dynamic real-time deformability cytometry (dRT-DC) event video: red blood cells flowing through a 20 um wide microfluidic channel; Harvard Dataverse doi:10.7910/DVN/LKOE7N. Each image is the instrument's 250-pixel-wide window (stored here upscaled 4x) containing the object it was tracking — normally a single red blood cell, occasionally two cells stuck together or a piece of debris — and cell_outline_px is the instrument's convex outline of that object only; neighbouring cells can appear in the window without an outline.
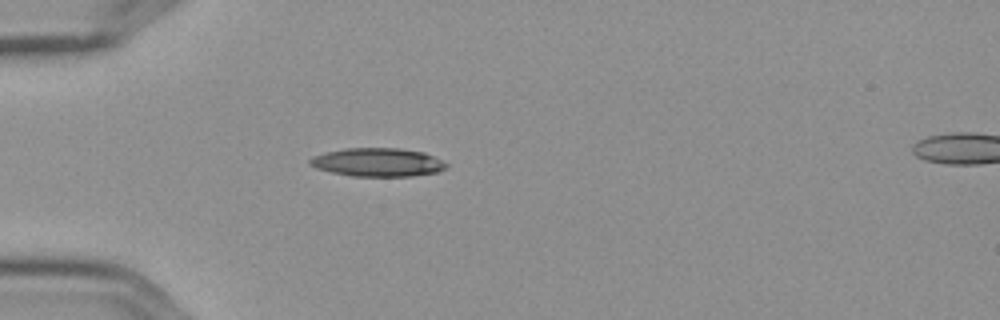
{"species": "Egyptian fruit bat (a non-hibernating species)", "species_latin": "Rousettus aegyptiacus", "temperature_condition": "cold", "stored_images_in_passage": 4, "camera_frame_rate_fps": 3000, "um_per_image_px": 0.085, "frame": {"image": 1, "passage_image": 3, "time_ms": 0.667, "image_size_px": [1000, 320], "cell_outline_px": [[448, 168], [436, 172], [412, 176], [352, 176], [332, 172], [316, 168], [308, 164], [308, 160], [312, 156], [324, 152], [344, 148], [400, 148], [424, 152], [448, 164]], "centroid_in_image_um": [32.07, 13.79], "position_along_channel_um": 52.9, "area_um2": 22.72}}